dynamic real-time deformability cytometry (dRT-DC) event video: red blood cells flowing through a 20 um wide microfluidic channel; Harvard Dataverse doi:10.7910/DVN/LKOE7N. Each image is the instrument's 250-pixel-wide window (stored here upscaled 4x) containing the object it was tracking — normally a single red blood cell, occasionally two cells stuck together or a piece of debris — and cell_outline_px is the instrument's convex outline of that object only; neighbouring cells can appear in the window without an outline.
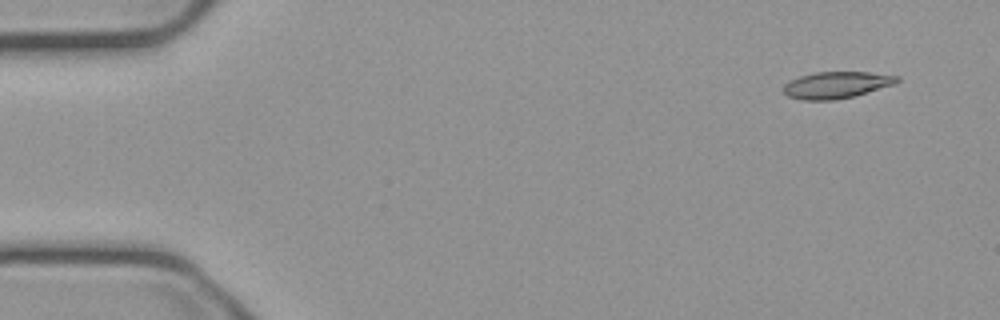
{"species": "common noctule bat (a hibernating species)", "species_latin": "Nyctalus noctula", "temperature_condition": "cold", "stored_images_in_passage": 52, "camera_frame_rate_fps": 3000, "um_per_image_px": 0.085, "animal": {"sex": "male", "body_mass_g": 23.1, "forearm_length_mm": 52.7}, "frame": {"image": 1, "passage_image": 1, "time_ms": 0.0, "image_size_px": [1000, 320], "cell_outline_px": [[900, 80], [892, 84], [856, 96], [836, 100], [804, 100], [788, 96], [784, 92], [784, 84], [800, 76], [816, 72], [868, 72], [900, 76]], "centroid_in_image_um": [71.1, 7.22], "position_along_channel_um": 13.9, "area_um2": 17.51}}
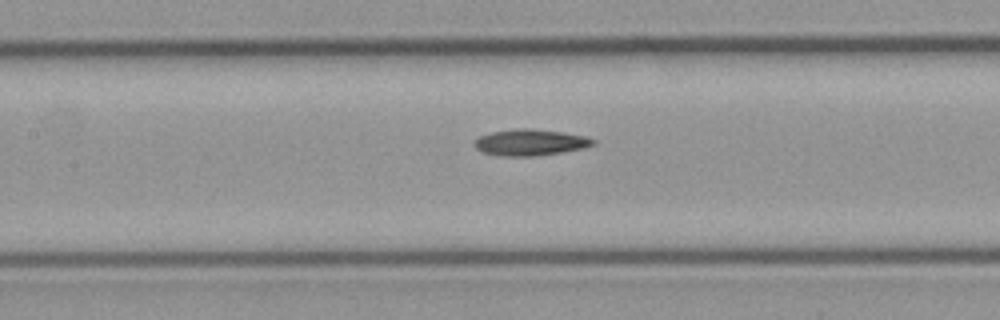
{"frame": {"image": 2, "passage_image": 22, "time_ms": 7.0, "image_size_px": [1000, 320], "cell_outline_px": [[596, 144], [584, 148], [560, 152], [532, 156], [500, 156], [484, 152], [476, 148], [472, 144], [480, 136], [492, 132], [516, 128], [532, 128], [564, 132], [584, 136], [596, 140]], "centroid_in_image_um": [45.08, 12.09], "position_along_channel_um": 162.3, "area_um2": 18.15}}
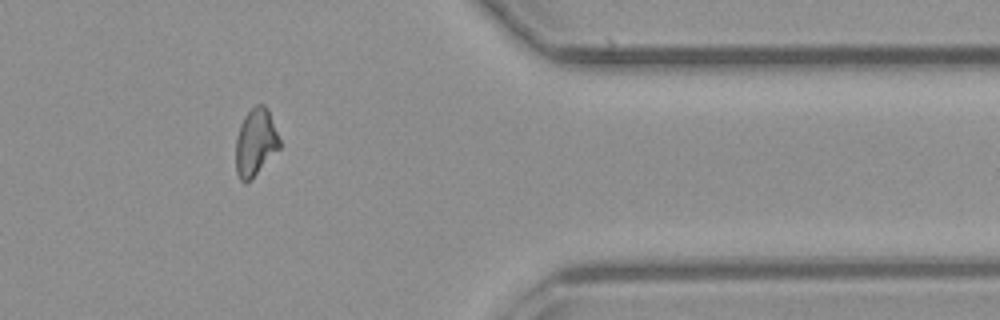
{"frame": {"image": 3, "passage_image": 42, "time_ms": 13.667, "image_size_px": [1000, 320], "cell_outline_px": [[280, 148], [248, 180], [240, 180], [236, 172], [236, 136], [240, 124], [244, 116], [256, 104], [264, 104], [268, 108], [280, 140]], "centroid_in_image_um": [21.71, 12.03], "position_along_channel_um": 389.7, "area_um2": 16.82}}